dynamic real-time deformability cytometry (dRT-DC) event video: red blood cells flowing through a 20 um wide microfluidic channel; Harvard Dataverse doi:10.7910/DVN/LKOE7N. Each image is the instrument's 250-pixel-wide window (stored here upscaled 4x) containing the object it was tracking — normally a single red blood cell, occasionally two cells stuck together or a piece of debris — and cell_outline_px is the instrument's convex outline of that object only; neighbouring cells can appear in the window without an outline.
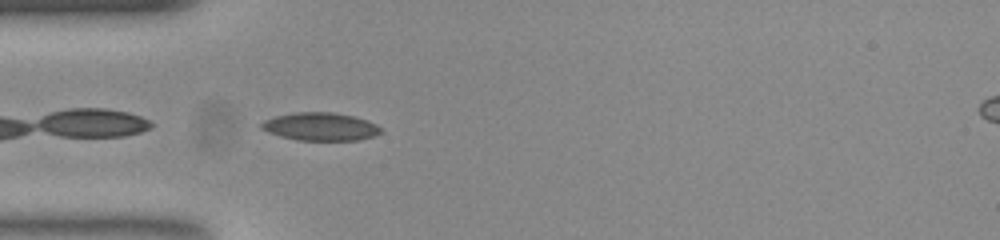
{"species": "common noctule bat (a hibernating species)", "species_latin": "Nyctalus noctula", "temperature_condition": "room temperature", "stored_images_in_passage": 36, "camera_frame_rate_fps": 3000, "um_per_image_px": 0.085, "animal": {"sex": "female", "body_mass_g": 23.0, "forearm_length_mm": 53.4}, "frame": {"image": 1, "passage_image": 1, "time_ms": 0.0, "image_size_px": [1000, 240], "cell_outline_px": [[384, 132], [376, 136], [356, 140], [300, 140], [280, 136], [268, 132], [260, 128], [260, 124], [264, 120], [276, 116], [296, 112], [332, 112], [352, 116], [368, 120], [384, 128]], "centroid_in_image_um": [27.29, 10.76], "position_along_channel_um": 57.7, "area_um2": 19.59}}
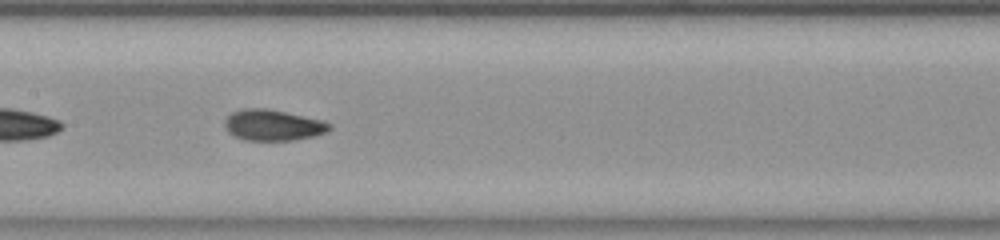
{"frame": {"image": 2, "passage_image": 11, "time_ms": 3.333, "image_size_px": [1000, 240], "cell_outline_px": [[332, 128], [328, 132], [312, 136], [292, 140], [244, 140], [228, 132], [224, 124], [224, 120], [232, 112], [240, 108], [268, 108], [324, 120], [332, 124]], "centroid_in_image_um": [23.22, 10.62], "position_along_channel_um": 184.2, "area_um2": 19.07}}
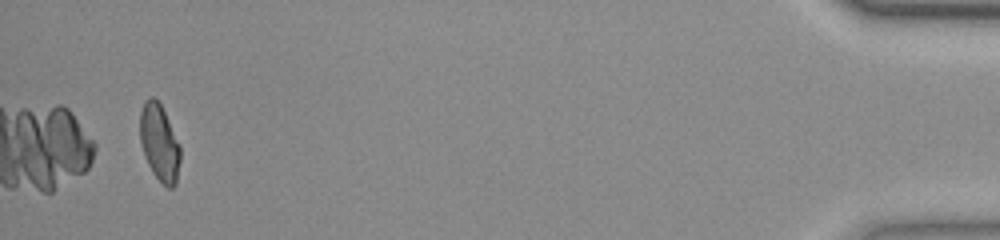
{"frame": {"image": 3, "passage_image": 36, "time_ms": 11.667, "image_size_px": [1000, 240], "cell_outline_px": [[180, 160], [176, 184], [172, 188], [168, 188], [152, 172], [148, 164], [140, 140], [140, 112], [144, 100], [152, 96], [160, 104], [180, 144]], "centroid_in_image_um": [13.55, 12.13], "position_along_channel_um": 421.6, "area_um2": 17.8}, "authors_computed_cell_mechanics": {"area_um2": 18.6694, "velocity_mm_per_s": 3.8734, "shape_relaxation_time_tau1_ms": 8.2451, "shape_relaxation_time_tau2_ms": 1.3747, "deformation_change_tau1": 0.2039, "deformation_change_tau2": 0.0585}}